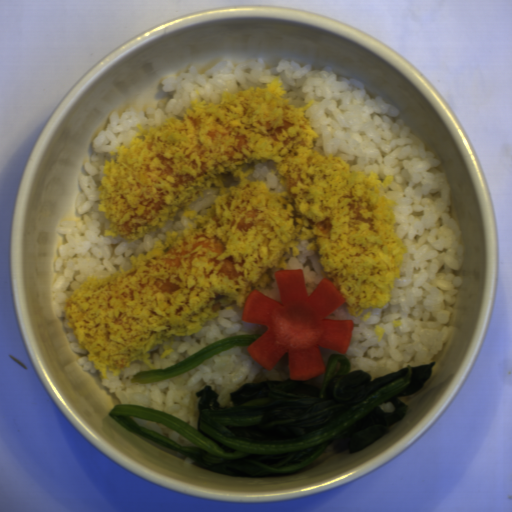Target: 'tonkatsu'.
<instances>
[{
    "label": "tonkatsu",
    "instance_id": "obj_1",
    "mask_svg": "<svg viewBox=\"0 0 512 512\" xmlns=\"http://www.w3.org/2000/svg\"><path fill=\"white\" fill-rule=\"evenodd\" d=\"M280 78L222 90L218 102L192 99L182 119L136 124L129 146L108 150L96 187L105 237L131 244L179 213L187 225L67 297L68 328L101 378L134 362L155 370L153 347L164 360L173 338L272 288L304 241L355 318L389 303L409 252L396 198L380 192L394 176L320 154L307 115L315 100L296 107Z\"/></svg>",
    "mask_w": 512,
    "mask_h": 512
}]
</instances>
